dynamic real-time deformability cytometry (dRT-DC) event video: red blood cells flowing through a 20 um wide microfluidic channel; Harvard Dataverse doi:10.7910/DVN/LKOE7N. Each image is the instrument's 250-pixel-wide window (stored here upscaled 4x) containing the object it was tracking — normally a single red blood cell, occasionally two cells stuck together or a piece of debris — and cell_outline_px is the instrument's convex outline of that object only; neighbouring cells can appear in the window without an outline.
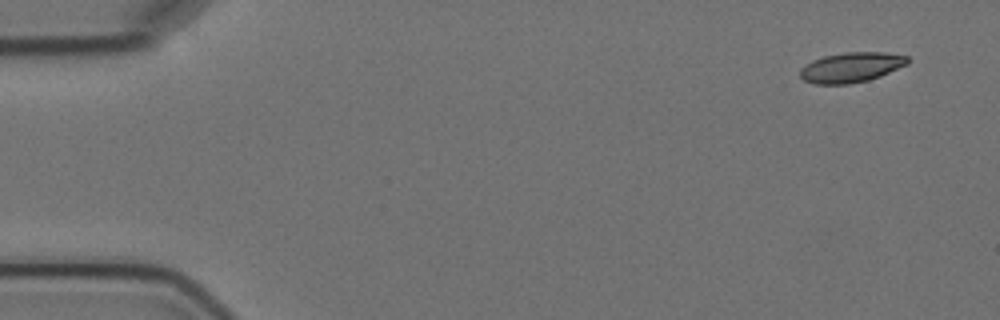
{"species": "Egyptian fruit bat (a non-hibernating species)", "species_latin": "Rousettus aegyptiacus", "temperature_condition": "cold", "stored_images_in_passage": 14, "camera_frame_rate_fps": 3000, "um_per_image_px": 0.085, "animal": {"sex": "female"}, "frame": {"image": 1, "passage_image": 1, "time_ms": 0.0, "image_size_px": [1000, 320], "cell_outline_px": [[908, 64], [880, 76], [868, 80], [848, 84], [812, 84], [804, 80], [800, 76], [800, 68], [804, 64], [812, 60], [824, 56], [844, 52], [884, 52], [908, 56]], "centroid_in_image_um": [72.32, 5.72], "position_along_channel_um": 12.7, "area_um2": 18.9}}
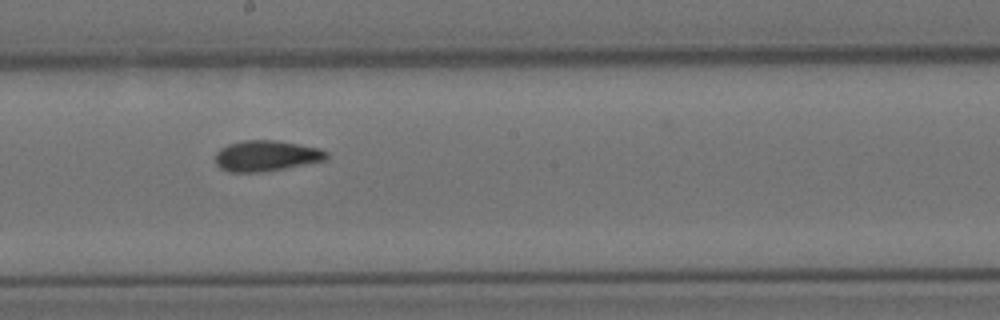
{"frame": {"image": 2, "passage_image": 8, "time_ms": 9.333, "image_size_px": [1000, 320], "cell_outline_px": [[328, 156], [324, 160], [264, 172], [228, 172], [220, 168], [216, 164], [216, 152], [220, 148], [228, 144], [244, 140], [276, 140], [320, 148], [328, 152]], "centroid_in_image_um": [22.6, 13.24], "position_along_channel_um": 225.6, "area_um2": 19.88}}
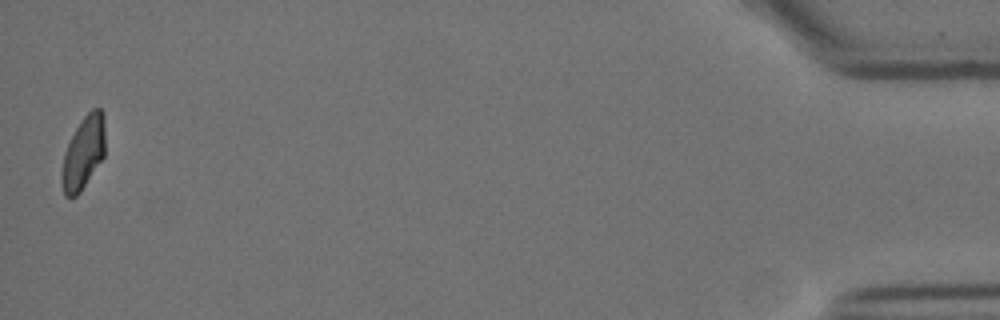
{"frame": {"image": 3, "passage_image": 14, "time_ms": 17.667, "image_size_px": [1000, 320], "cell_outline_px": [[104, 156], [80, 192], [76, 196], [64, 196], [60, 180], [60, 176], [64, 152], [76, 128], [84, 116], [92, 108], [100, 108], [104, 112]], "centroid_in_image_um": [7.07, 12.99], "position_along_channel_um": 428.1, "area_um2": 18.38}, "authors_computed_cell_mechanics": {"area_um2": 19.2474, "velocity_mm_per_s": 3.5503, "shape_relaxation_time_tau1_ms": null, "shape_relaxation_time_tau2_ms": 2.1402, "deformation_change_tau1": null, "deformation_change_tau2": 0.0399}}